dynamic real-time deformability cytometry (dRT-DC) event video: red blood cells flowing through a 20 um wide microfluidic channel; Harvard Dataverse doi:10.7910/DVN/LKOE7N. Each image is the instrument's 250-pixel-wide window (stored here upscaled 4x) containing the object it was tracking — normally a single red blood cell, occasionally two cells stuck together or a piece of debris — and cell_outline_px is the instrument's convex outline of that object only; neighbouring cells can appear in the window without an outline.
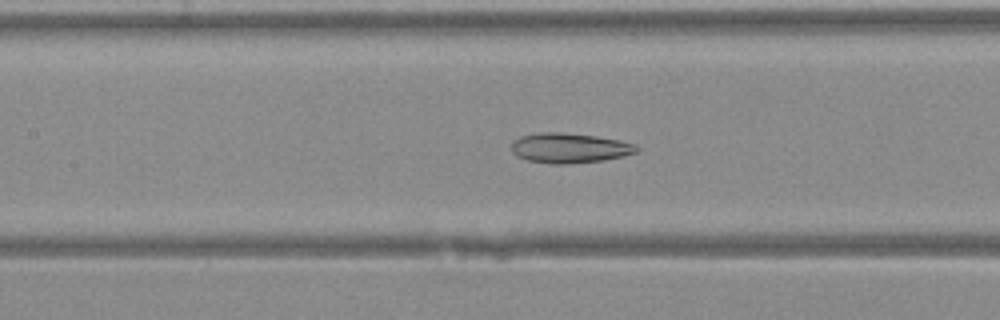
{"species": "Egyptian fruit bat (a non-hibernating species)", "species_latin": "Rousettus aegyptiacus", "temperature_condition": "warm", "stored_images_in_passage": 32, "camera_frame_rate_fps": 3000, "um_per_image_px": 0.085, "animal": {"sex": "female"}, "frame": {"image": 1, "passage_image": 14, "time_ms": 4.333, "image_size_px": [1000, 320], "cell_outline_px": [[640, 148], [636, 152], [624, 156], [604, 160], [568, 164], [552, 164], [528, 160], [516, 156], [512, 152], [512, 140], [520, 136], [540, 132], [560, 132], [596, 136], [620, 140], [636, 144]], "centroid_in_image_um": [48.41, 12.58], "position_along_channel_um": 159.0, "area_um2": 22.02}}
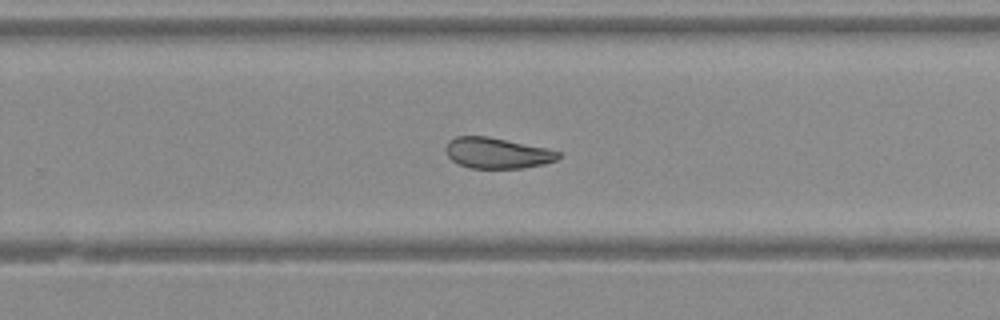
{"frame": {"image": 2, "passage_image": 22, "time_ms": 7.0, "image_size_px": [1000, 320], "cell_outline_px": [[560, 156], [556, 160], [544, 164], [524, 168], [468, 168], [452, 160], [448, 156], [444, 148], [448, 140], [456, 136], [488, 136], [544, 148], [560, 152]], "centroid_in_image_um": [42.21, 13.01], "position_along_channel_um": 287.6, "area_um2": 20.11}}
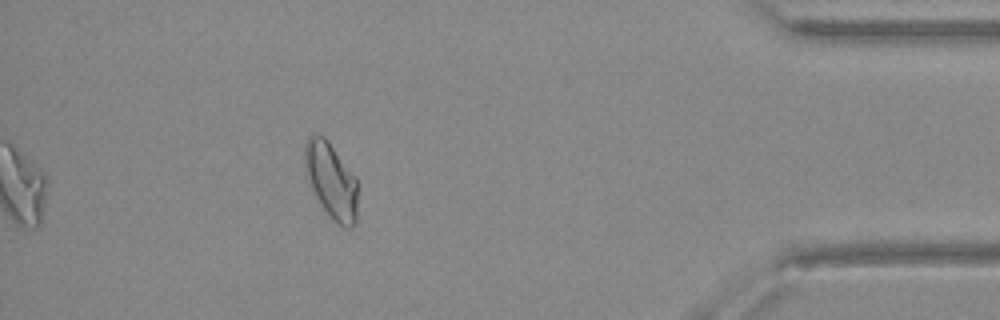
{"frame": {"image": 3, "passage_image": 32, "time_ms": 10.333, "image_size_px": [1000, 320], "cell_outline_px": [[360, 184], [356, 220], [352, 228], [344, 228], [324, 208], [316, 196], [312, 188], [304, 160], [304, 144], [308, 136], [324, 136], [356, 176]], "centroid_in_image_um": [28.22, 15.34], "position_along_channel_um": 407.0, "area_um2": 23.24}}